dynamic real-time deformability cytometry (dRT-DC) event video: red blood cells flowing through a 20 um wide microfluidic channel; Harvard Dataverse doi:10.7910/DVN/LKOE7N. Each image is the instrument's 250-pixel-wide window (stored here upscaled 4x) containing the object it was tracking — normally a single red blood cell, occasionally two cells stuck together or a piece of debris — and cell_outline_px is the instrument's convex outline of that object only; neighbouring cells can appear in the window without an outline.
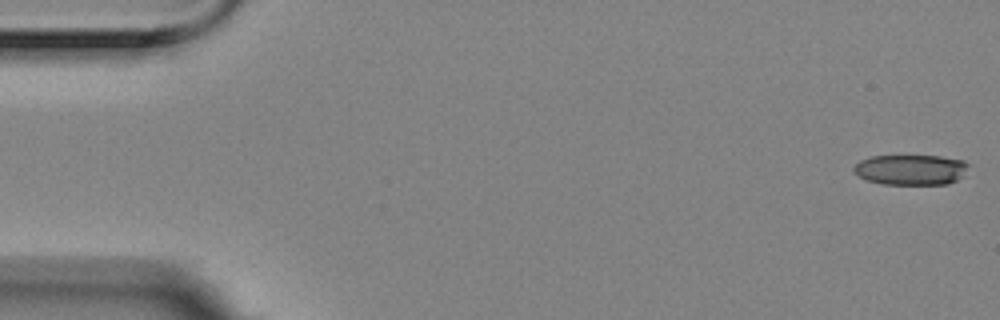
{"species": "Egyptian fruit bat (a non-hibernating species)", "species_latin": "Rousettus aegyptiacus", "temperature_condition": "room temperature", "stored_images_in_passage": 6, "camera_frame_rate_fps": 3000, "um_per_image_px": 0.085, "animal": {"sex": "female"}, "frame": {"image": 1, "passage_image": 1, "time_ms": 0.0, "image_size_px": [1000, 320], "cell_outline_px": [[968, 164], [960, 176], [956, 180], [948, 184], [884, 184], [868, 180], [852, 172], [852, 168], [860, 160], [872, 156], [940, 156], [964, 160]], "centroid_in_image_um": [77.38, 14.42], "position_along_channel_um": 7.6, "area_um2": 20.06}}
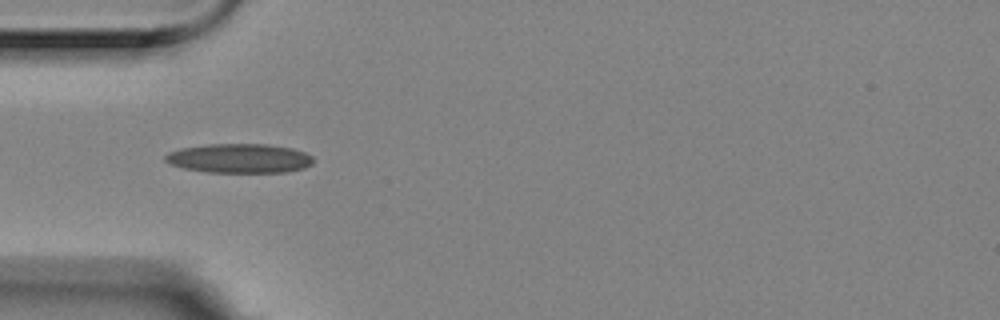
{"frame": {"image": 2, "passage_image": 5, "time_ms": 1.333, "image_size_px": [1000, 320], "cell_outline_px": [[312, 164], [304, 168], [288, 172], [208, 172], [184, 168], [172, 164], [164, 160], [164, 156], [168, 152], [180, 148], [208, 144], [268, 144], [292, 148], [304, 152], [312, 156]], "centroid_in_image_um": [20.35, 13.45], "position_along_channel_um": 64.6, "area_um2": 25.26}}
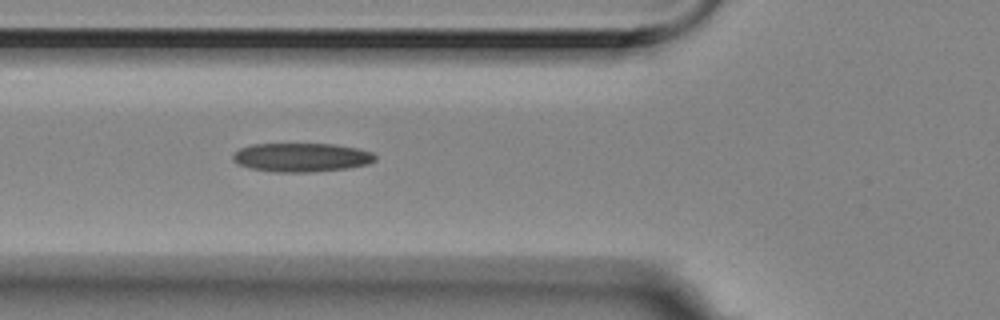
{"frame": {"image": 3, "passage_image": 6, "time_ms": 1.667, "image_size_px": [1000, 320], "cell_outline_px": [[376, 160], [368, 164], [348, 168], [308, 172], [276, 172], [252, 168], [240, 164], [232, 160], [232, 156], [240, 148], [252, 144], [332, 144], [360, 148], [372, 152], [376, 156]], "centroid_in_image_um": [25.66, 13.37], "position_along_channel_um": 100.1, "area_um2": 23.81}}